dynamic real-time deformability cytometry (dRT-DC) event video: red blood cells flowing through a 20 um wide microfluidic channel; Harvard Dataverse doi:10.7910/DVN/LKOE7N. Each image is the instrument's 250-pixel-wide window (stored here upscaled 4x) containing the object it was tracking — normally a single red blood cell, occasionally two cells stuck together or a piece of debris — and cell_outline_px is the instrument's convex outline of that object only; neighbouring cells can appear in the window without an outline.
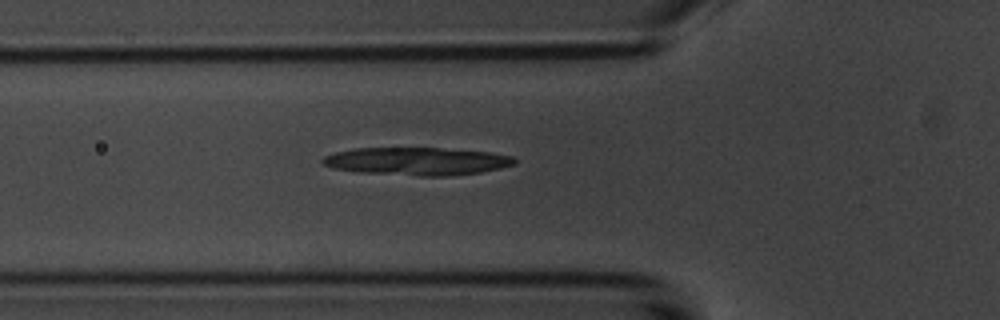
{"species": "common noctule bat (a hibernating species)", "species_latin": "Nyctalus noctula", "temperature_condition": "room temperature", "stored_images_in_passage": 38, "camera_frame_rate_fps": 3000, "um_per_image_px": 0.085, "animal": {"sex": "male", "body_mass_g": 20.1, "forearm_length_mm": 53.5}, "frame": {"image": 1, "passage_image": 5, "time_ms": 1.333, "image_size_px": [1000, 320], "cell_outline_px": [[516, 164], [500, 168], [480, 172], [452, 176], [420, 176], [360, 172], [332, 168], [324, 164], [320, 160], [324, 156], [336, 152], [356, 148], [440, 148], [492, 152], [512, 156], [516, 160]], "centroid_in_image_um": [35.46, 13.71], "position_along_channel_um": 90.3, "area_um2": 31.15}}
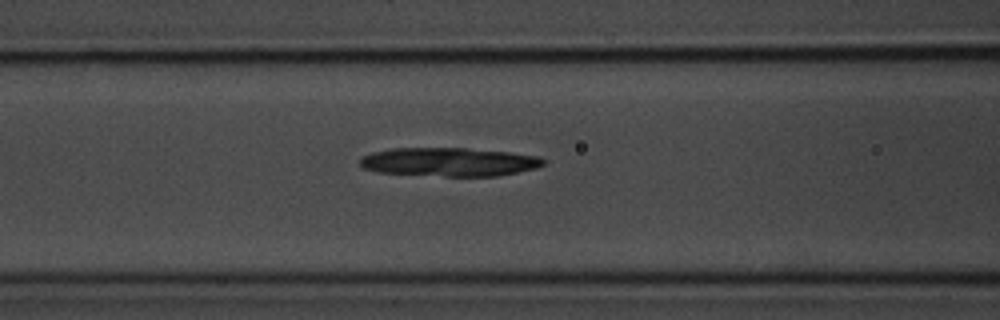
{"frame": {"image": 2, "passage_image": 8, "time_ms": 2.333, "image_size_px": [1000, 320], "cell_outline_px": [[544, 164], [536, 168], [496, 176], [444, 176], [380, 172], [364, 168], [360, 164], [360, 156], [372, 152], [392, 148], [464, 148], [508, 152], [536, 156], [544, 160]], "centroid_in_image_um": [38.14, 13.76], "position_along_channel_um": 128.5, "area_um2": 30.35}}